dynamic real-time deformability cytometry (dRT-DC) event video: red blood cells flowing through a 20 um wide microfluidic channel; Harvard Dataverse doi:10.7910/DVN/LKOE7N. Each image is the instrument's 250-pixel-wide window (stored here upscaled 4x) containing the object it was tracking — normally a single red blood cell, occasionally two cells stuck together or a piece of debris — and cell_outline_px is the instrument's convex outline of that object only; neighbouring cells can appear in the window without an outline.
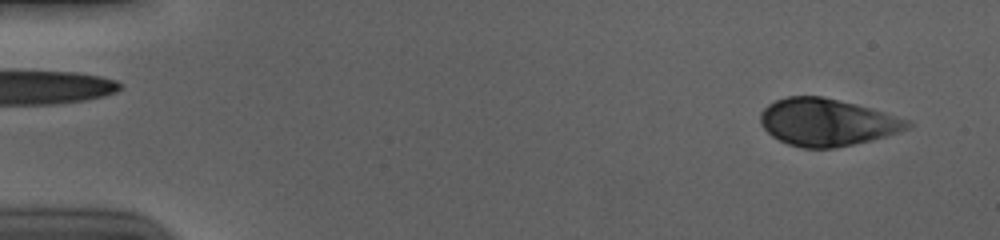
{"species": "human", "species_latin": "Homo sapiens", "temperature_condition": "cold", "stored_images_in_passage": 55, "camera_frame_rate_fps": 3000, "um_per_image_px": 0.085, "donor": {"sex": "male"}, "frame": {"image": 1, "passage_image": 3, "time_ms": 0.667, "image_size_px": [1000, 240], "cell_outline_px": [[912, 124], [908, 128], [872, 140], [836, 148], [804, 148], [788, 144], [772, 136], [760, 124], [760, 112], [768, 104], [776, 100], [788, 96], [820, 96], [856, 104], [884, 112], [908, 120]], "centroid_in_image_um": [70.25, 10.39], "position_along_channel_um": 14.8, "area_um2": 40.17}}
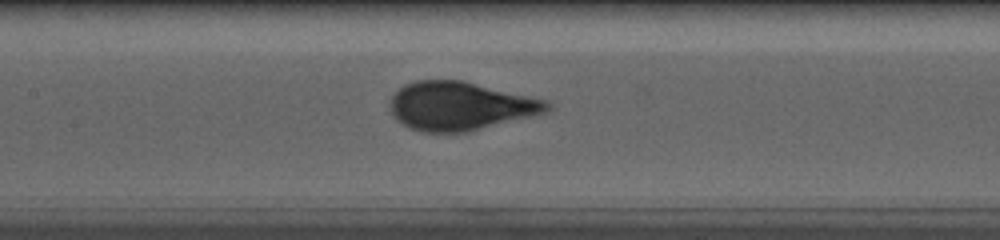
{"frame": {"image": 2, "passage_image": 26, "time_ms": 8.333, "image_size_px": [1000, 240], "cell_outline_px": [[552, 108], [544, 112], [464, 132], [420, 132], [408, 128], [396, 120], [388, 104], [392, 96], [404, 84], [416, 80], [460, 80], [548, 100], [552, 104]], "centroid_in_image_um": [39.05, 9.0], "position_along_channel_um": 168.3, "area_um2": 43.93}}
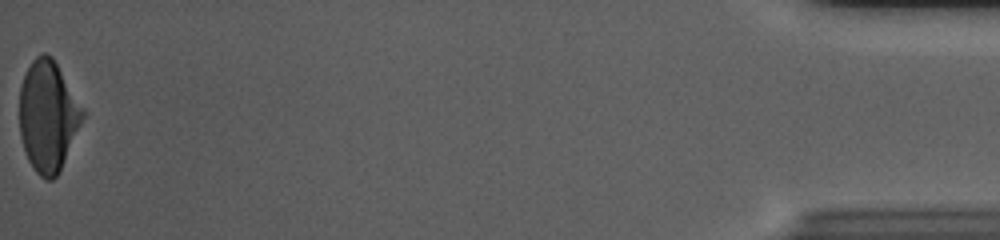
{"frame": {"image": 3, "passage_image": 55, "time_ms": 18.0, "image_size_px": [1000, 240], "cell_outline_px": [[84, 116], [60, 172], [52, 180], [48, 180], [40, 176], [36, 172], [28, 160], [24, 152], [20, 136], [20, 88], [24, 76], [32, 60], [36, 56], [44, 52], [52, 56], [84, 108]], "centroid_in_image_um": [4.08, 9.87], "position_along_channel_um": 431.1, "area_um2": 40.75}, "authors_computed_cell_mechanics": {"area_um2": 42.9454, "velocity_mm_per_s": 3.6988, "shape_relaxation_time_tau1_ms": 3.7257, "shape_relaxation_time_tau2_ms": null, "deformation_change_tau1": 0.1821, "deformation_change_tau2": null}}